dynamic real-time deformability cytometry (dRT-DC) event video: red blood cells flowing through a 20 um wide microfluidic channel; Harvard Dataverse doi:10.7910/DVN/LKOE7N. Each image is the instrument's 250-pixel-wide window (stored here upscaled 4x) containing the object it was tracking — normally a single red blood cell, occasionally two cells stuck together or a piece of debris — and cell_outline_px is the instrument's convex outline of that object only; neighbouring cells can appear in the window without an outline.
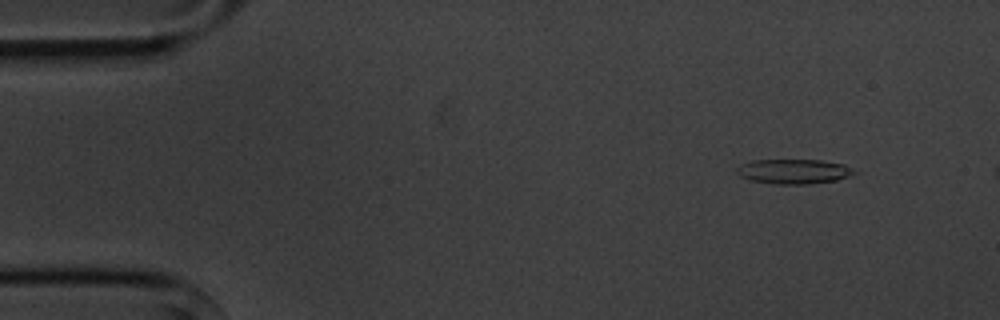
{"species": "common noctule bat (a hibernating species)", "species_latin": "Nyctalus noctula", "temperature_condition": "cold", "stored_images_in_passage": 3, "camera_frame_rate_fps": 3000, "um_per_image_px": 0.085, "animal": {"sex": "male", "body_mass_g": 20.1, "forearm_length_mm": 53.5}, "frame": {"image": 1, "passage_image": 1, "time_ms": 0.0, "image_size_px": [1000, 320], "cell_outline_px": [[860, 172], [836, 180], [808, 184], [776, 184], [752, 180], [740, 176], [736, 172], [736, 168], [740, 164], [752, 160], [820, 160], [844, 164]], "centroid_in_image_um": [67.48, 14.56], "position_along_channel_um": 17.5, "area_um2": 16.94}}